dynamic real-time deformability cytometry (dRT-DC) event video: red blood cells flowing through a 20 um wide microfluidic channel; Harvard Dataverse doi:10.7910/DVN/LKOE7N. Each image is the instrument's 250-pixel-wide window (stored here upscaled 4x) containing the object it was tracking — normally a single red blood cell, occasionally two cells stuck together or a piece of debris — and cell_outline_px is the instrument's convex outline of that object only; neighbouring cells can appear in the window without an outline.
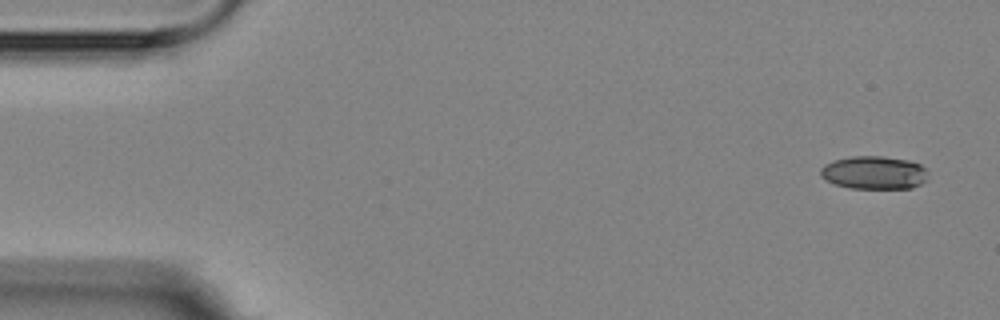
{"species": "Egyptian fruit bat (a non-hibernating species)", "species_latin": "Rousettus aegyptiacus", "temperature_condition": "room temperature", "stored_images_in_passage": 5, "camera_frame_rate_fps": 3000, "um_per_image_px": 0.085, "animal": {"sex": "female"}, "frame": {"image": 1, "passage_image": 1, "time_ms": 0.0, "image_size_px": [1000, 320], "cell_outline_px": [[928, 180], [912, 188], [852, 188], [836, 184], [820, 176], [820, 168], [824, 164], [832, 160], [852, 156], [884, 156], [908, 160], [920, 164], [928, 168]], "centroid_in_image_um": [74.33, 14.66], "position_along_channel_um": 10.7, "area_um2": 20.98}}
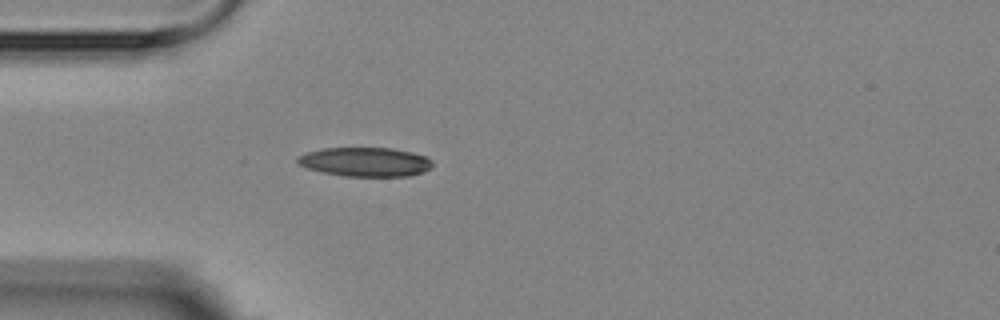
{"frame": {"image": 2, "passage_image": 5, "time_ms": 4.333, "image_size_px": [1000, 320], "cell_outline_px": [[432, 168], [424, 172], [408, 176], [344, 176], [320, 172], [296, 164], [296, 156], [308, 152], [324, 148], [392, 148], [412, 152], [424, 156], [432, 160]], "centroid_in_image_um": [31.03, 13.76], "position_along_channel_um": 54.0, "area_um2": 23.06}}